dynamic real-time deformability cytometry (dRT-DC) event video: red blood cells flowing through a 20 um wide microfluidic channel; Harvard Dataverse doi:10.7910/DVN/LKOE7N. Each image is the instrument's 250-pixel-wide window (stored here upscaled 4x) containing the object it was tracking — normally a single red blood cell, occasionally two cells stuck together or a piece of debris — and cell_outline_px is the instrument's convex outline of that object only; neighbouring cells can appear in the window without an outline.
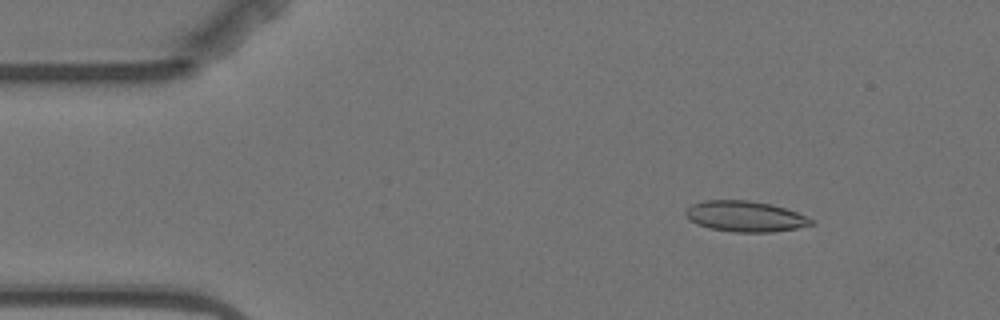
{"species": "Egyptian fruit bat (a non-hibernating species)", "species_latin": "Rousettus aegyptiacus", "temperature_condition": "warm", "stored_images_in_passage": 4, "camera_frame_rate_fps": 3000, "um_per_image_px": 0.085, "animal": {"sex": "female"}, "frame": {"image": 1, "passage_image": 2, "time_ms": 1.0, "image_size_px": [1000, 320], "cell_outline_px": [[816, 224], [796, 228], [772, 232], [732, 232], [708, 228], [696, 224], [688, 220], [684, 216], [684, 212], [692, 204], [704, 200], [748, 200], [772, 204], [796, 212], [812, 220]], "centroid_in_image_um": [63.28, 18.39], "position_along_channel_um": 21.7, "area_um2": 22.6}}
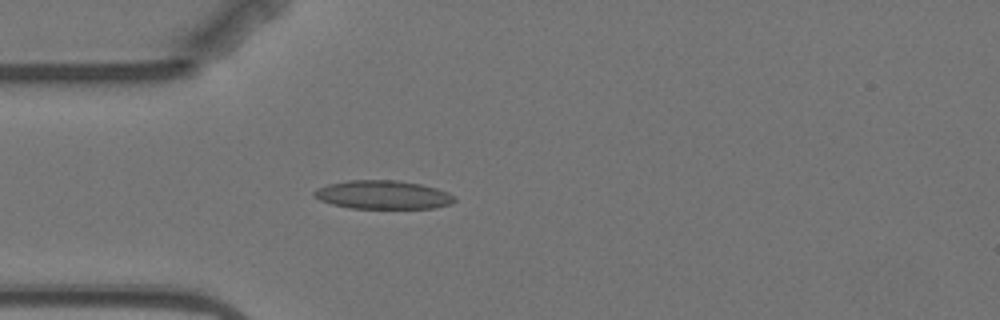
{"frame": {"image": 2, "passage_image": 4, "time_ms": 3.667, "image_size_px": [1000, 320], "cell_outline_px": [[456, 200], [452, 204], [432, 208], [348, 208], [332, 204], [320, 200], [312, 196], [312, 192], [316, 188], [328, 184], [348, 180], [396, 180], [420, 184], [436, 188], [448, 192]], "centroid_in_image_um": [32.51, 16.55], "position_along_channel_um": 52.5, "area_um2": 23.41}}